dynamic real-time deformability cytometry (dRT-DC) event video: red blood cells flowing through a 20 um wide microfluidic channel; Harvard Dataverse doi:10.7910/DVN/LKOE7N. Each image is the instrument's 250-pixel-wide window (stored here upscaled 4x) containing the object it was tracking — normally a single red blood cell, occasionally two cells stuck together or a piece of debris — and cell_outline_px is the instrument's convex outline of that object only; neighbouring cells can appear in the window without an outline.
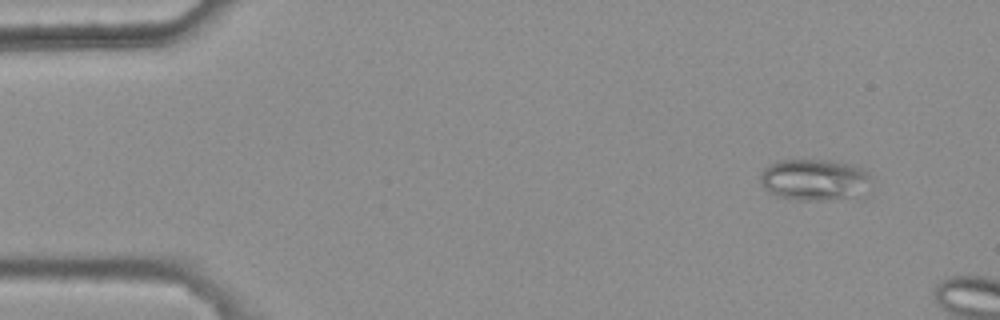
{"species": "common noctule bat (a hibernating species)", "species_latin": "Nyctalus noctula", "temperature_condition": "warm", "stored_images_in_passage": 6, "camera_frame_rate_fps": 3000, "um_per_image_px": 0.085, "animal": {"sex": "female", "body_mass_g": 25.1}, "frame": {"image": 1, "passage_image": 6, "time_ms": 1.667, "image_size_px": [1000, 320], "cell_outline_px": [[872, 176], [852, 196], [828, 200], [796, 200], [776, 196], [768, 192], [764, 188], [760, 180], [760, 172], [768, 164], [780, 160], [832, 160], [852, 164], [868, 168]], "centroid_in_image_um": [69.14, 15.24], "position_along_channel_um": 15.9, "area_um2": 26.65}}